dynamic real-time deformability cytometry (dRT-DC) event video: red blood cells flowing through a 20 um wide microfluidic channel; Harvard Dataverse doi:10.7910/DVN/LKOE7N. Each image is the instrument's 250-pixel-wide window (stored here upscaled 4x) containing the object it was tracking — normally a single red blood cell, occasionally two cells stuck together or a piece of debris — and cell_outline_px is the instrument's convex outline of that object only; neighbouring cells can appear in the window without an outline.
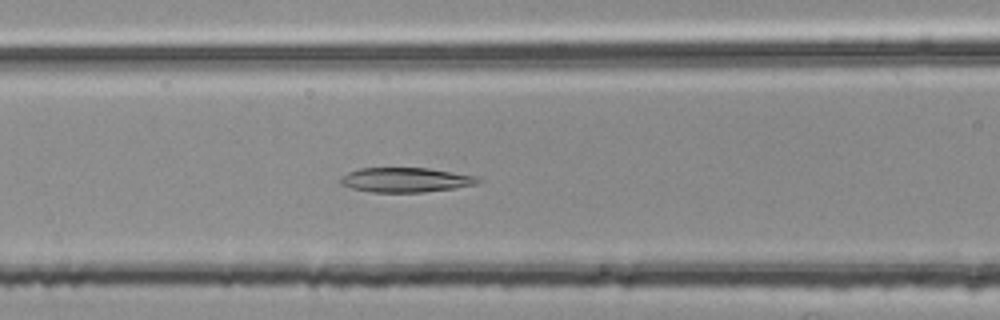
{"species": "common noctule bat (a hibernating species)", "species_latin": "Nyctalus noctula", "temperature_condition": "room temperature", "stored_images_in_passage": 38, "camera_frame_rate_fps": 3000, "um_per_image_px": 0.085, "animal": {"sex": "female", "body_mass_g": 25.1}, "frame": {"image": 1, "passage_image": 8, "time_ms": 2.333, "image_size_px": [1000, 320], "cell_outline_px": [[484, 180], [476, 184], [452, 188], [424, 192], [372, 192], [352, 188], [340, 184], [340, 176], [348, 172], [360, 168], [428, 168], [476, 176]], "centroid_in_image_um": [34.46, 15.29], "position_along_channel_um": 132.1, "area_um2": 19.65}}
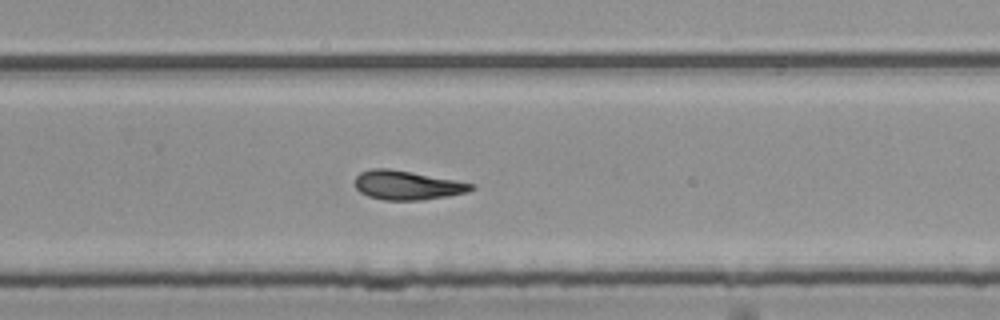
{"frame": {"image": 2, "passage_image": 21, "time_ms": 6.667, "image_size_px": [1000, 320], "cell_outline_px": [[476, 188], [468, 192], [448, 196], [420, 200], [384, 200], [368, 196], [360, 192], [356, 188], [356, 176], [360, 172], [372, 168], [388, 168], [452, 180], [472, 184]], "centroid_in_image_um": [34.57, 15.75], "position_along_channel_um": 295.2, "area_um2": 19.36}}
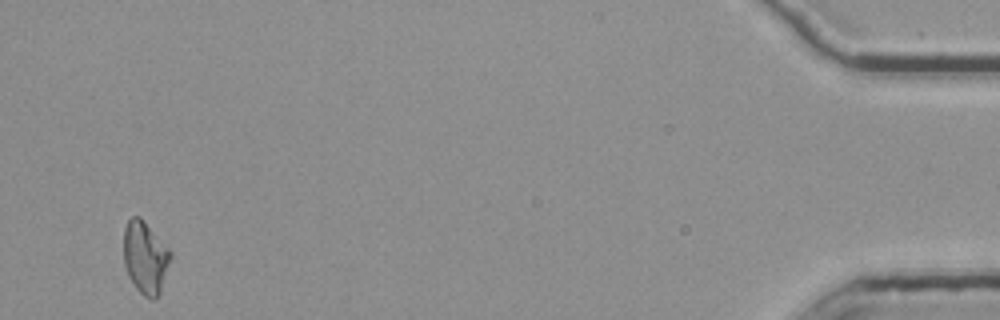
{"frame": {"image": 3, "passage_image": 38, "time_ms": 12.333, "image_size_px": [1000, 320], "cell_outline_px": [[172, 256], [160, 292], [156, 300], [152, 300], [144, 296], [136, 288], [124, 264], [124, 228], [128, 220], [132, 216], [140, 216], [172, 252]], "centroid_in_image_um": [12.36, 21.88], "position_along_channel_um": 422.8, "area_um2": 19.65}, "authors_computed_cell_mechanics": {"area_um2": 19.652, "velocity_mm_per_s": 3.7734, "shape_relaxation_time_tau1_ms": null, "shape_relaxation_time_tau2_ms": 6.5459, "deformation_change_tau1": null, "deformation_change_tau2": 0.1585}}